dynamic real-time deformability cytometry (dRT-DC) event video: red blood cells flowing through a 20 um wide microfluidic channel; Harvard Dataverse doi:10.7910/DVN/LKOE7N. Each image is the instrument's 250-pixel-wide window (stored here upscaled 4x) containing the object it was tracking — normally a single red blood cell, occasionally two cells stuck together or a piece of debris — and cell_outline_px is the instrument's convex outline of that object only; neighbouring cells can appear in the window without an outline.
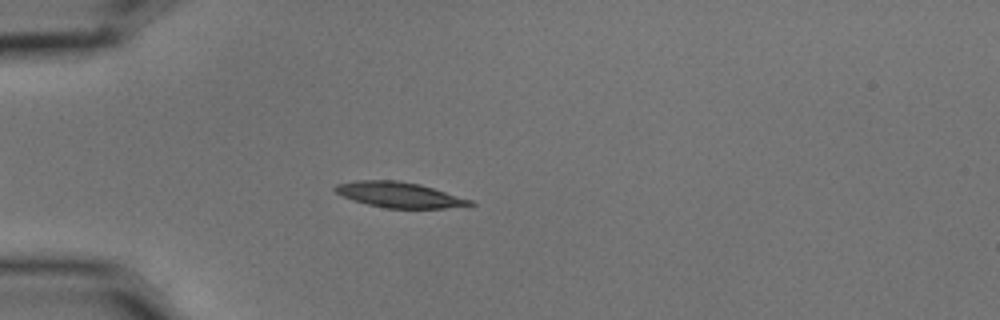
{"species": "common noctule bat (a hibernating species)", "species_latin": "Nyctalus noctula", "temperature_condition": "cold", "stored_images_in_passage": 49, "camera_frame_rate_fps": 3000, "um_per_image_px": 0.085, "animal": {"sex": "male", "body_mass_g": 15.6}, "frame": {"image": 1, "passage_image": 9, "time_ms": 2.667, "image_size_px": [1000, 320], "cell_outline_px": [[476, 204], [444, 208], [384, 208], [352, 200], [336, 192], [332, 188], [336, 184], [356, 180], [396, 180], [420, 184], [472, 200]], "centroid_in_image_um": [33.9, 16.55], "position_along_channel_um": 51.1, "area_um2": 19.88}}
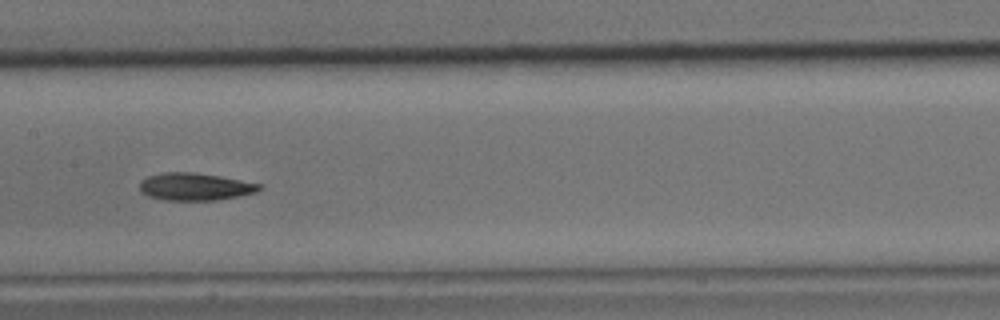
{"frame": {"image": 2, "passage_image": 22, "time_ms": 7.0, "image_size_px": [1000, 320], "cell_outline_px": [[264, 188], [256, 192], [216, 200], [164, 200], [148, 196], [140, 192], [140, 180], [148, 176], [164, 172], [192, 172], [220, 176], [264, 184]], "centroid_in_image_um": [16.59, 15.86], "position_along_channel_um": 190.8, "area_um2": 19.25}}
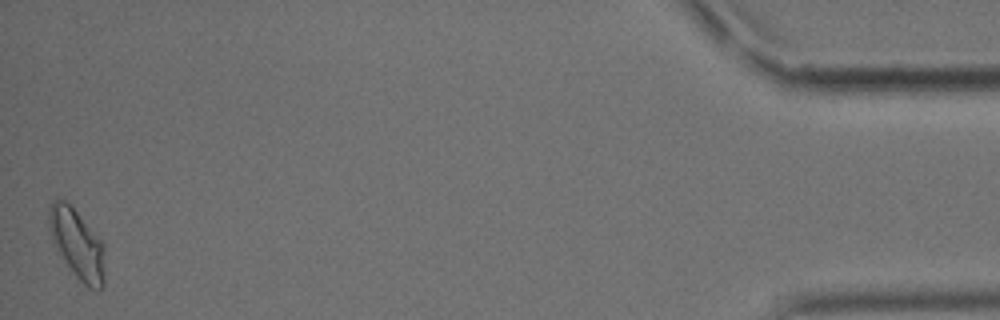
{"frame": {"image": 3, "passage_image": 49, "time_ms": 16.0, "image_size_px": [1000, 320], "cell_outline_px": [[104, 284], [96, 292], [88, 288], [76, 276], [56, 248], [52, 240], [48, 228], [48, 208], [52, 200], [64, 200], [76, 212], [104, 244]], "centroid_in_image_um": [6.55, 20.76], "position_along_channel_um": 428.7, "area_um2": 22.31}, "authors_computed_cell_mechanics": {"area_um2": 19.2474, "velocity_mm_per_s": 3.5696, "shape_relaxation_time_tau1_ms": 6.0908, "shape_relaxation_time_tau2_ms": 5.6641, "deformation_change_tau1": 0.1576, "deformation_change_tau2": 0.1035}}